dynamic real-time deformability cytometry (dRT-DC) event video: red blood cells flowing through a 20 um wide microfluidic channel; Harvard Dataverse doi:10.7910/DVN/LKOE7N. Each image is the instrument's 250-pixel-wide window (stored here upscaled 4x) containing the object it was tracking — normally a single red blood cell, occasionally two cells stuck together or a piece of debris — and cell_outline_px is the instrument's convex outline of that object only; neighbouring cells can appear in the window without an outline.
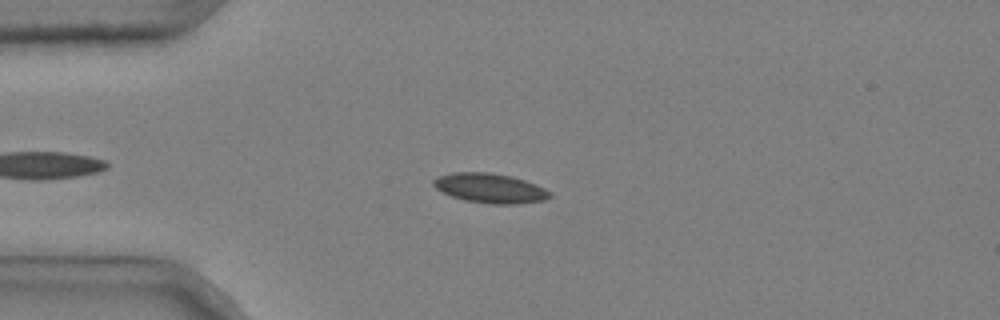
{"species": "common noctule bat (a hibernating species)", "species_latin": "Nyctalus noctula", "temperature_condition": "cold", "stored_images_in_passage": 7, "camera_frame_rate_fps": 3000, "um_per_image_px": 0.085, "animal": {"sex": "male", "body_mass_g": 20.4}, "frame": {"image": 1, "passage_image": 3, "time_ms": 0.667, "image_size_px": [1000, 320], "cell_outline_px": [[552, 196], [544, 200], [516, 204], [492, 204], [464, 200], [452, 196], [436, 188], [432, 184], [432, 180], [440, 176], [452, 172], [488, 172], [512, 176], [536, 184], [552, 192]], "centroid_in_image_um": [41.68, 15.99], "position_along_channel_um": 43.3, "area_um2": 20.06}}
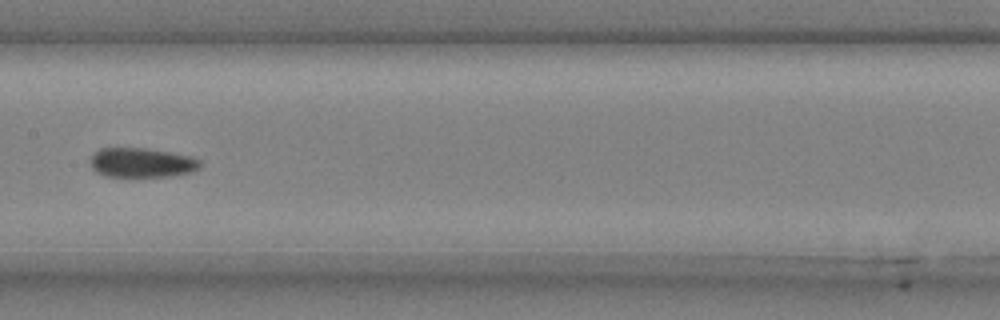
{"frame": {"image": 2, "passage_image": 7, "time_ms": 2.0, "image_size_px": [1000, 320], "cell_outline_px": [[200, 168], [192, 172], [176, 176], [104, 176], [96, 172], [92, 168], [92, 156], [100, 148], [144, 148], [192, 156], [200, 160]], "centroid_in_image_um": [12.09, 13.83], "position_along_channel_um": 195.3, "area_um2": 18.79}}